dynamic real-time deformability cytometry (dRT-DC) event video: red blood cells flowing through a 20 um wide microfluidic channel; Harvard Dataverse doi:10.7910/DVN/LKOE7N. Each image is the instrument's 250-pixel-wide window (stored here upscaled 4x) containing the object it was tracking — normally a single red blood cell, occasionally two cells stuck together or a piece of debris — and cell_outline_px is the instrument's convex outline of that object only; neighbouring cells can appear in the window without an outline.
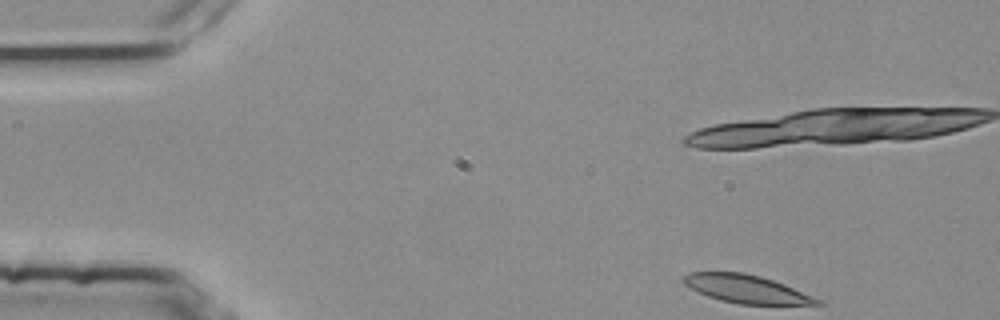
{"species": "common noctule bat (a hibernating species)", "species_latin": "Nyctalus noctula", "temperature_condition": "room temperature", "stored_images_in_passage": 5, "camera_frame_rate_fps": 3000, "um_per_image_px": 0.085, "animal": {"sex": "female", "body_mass_g": 25.1}, "frame": {"image": 1, "passage_image": 1, "time_ms": 0.0, "image_size_px": [1000, 320], "cell_outline_px": [[824, 304], [740, 304], [720, 300], [708, 296], [684, 284], [680, 280], [688, 272], [740, 272], [760, 276], [784, 284], [824, 300]], "centroid_in_image_um": [63.46, 24.56], "position_along_channel_um": 21.5, "area_um2": 21.73}}
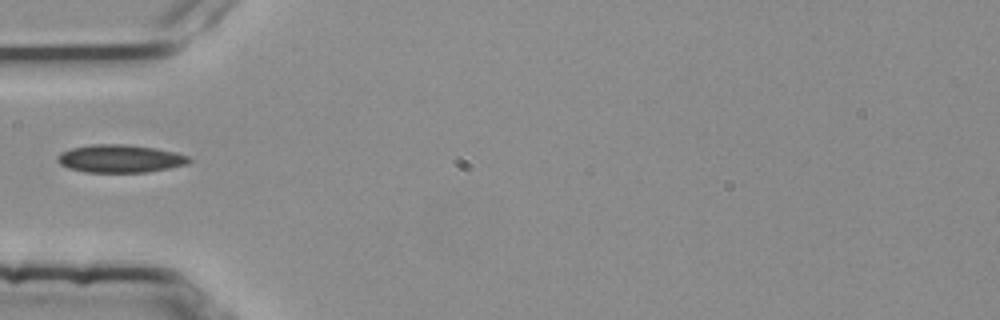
{"frame": {"image": 2, "passage_image": 5, "time_ms": 1.333, "image_size_px": [1000, 320], "cell_outline_px": [[192, 160], [188, 164], [148, 172], [84, 172], [68, 168], [60, 164], [56, 160], [56, 156], [60, 152], [72, 148], [92, 144], [124, 144], [152, 148], [192, 156]], "centroid_in_image_um": [10.18, 13.49], "position_along_channel_um": 74.8, "area_um2": 21.39}}